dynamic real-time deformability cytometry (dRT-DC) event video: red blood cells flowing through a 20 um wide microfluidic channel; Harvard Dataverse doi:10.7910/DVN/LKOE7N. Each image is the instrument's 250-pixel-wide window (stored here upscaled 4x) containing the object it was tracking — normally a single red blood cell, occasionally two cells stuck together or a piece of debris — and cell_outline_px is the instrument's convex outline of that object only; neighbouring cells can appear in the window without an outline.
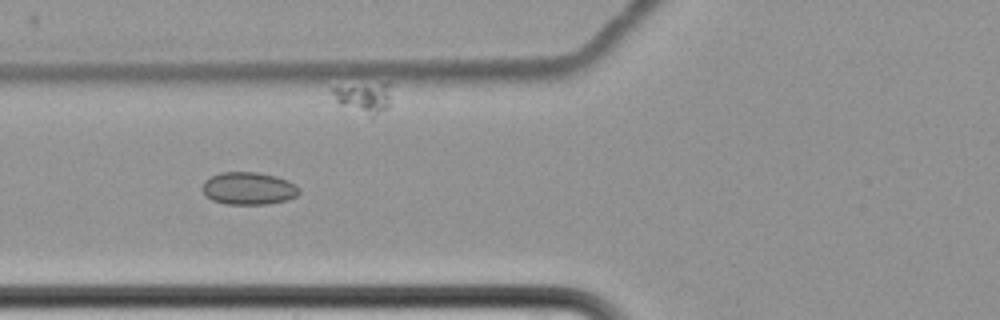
{"species": "common noctule bat (a hibernating species)", "species_latin": "Nyctalus noctula", "temperature_condition": "cold", "stored_images_in_passage": 16, "camera_frame_rate_fps": 3000, "um_per_image_px": 0.085, "animal": {"sex": "female", "body_mass_g": 22.7, "forearm_length_mm": 54.2}, "frame": {"image": 1, "passage_image": 7, "time_ms": 7.667, "image_size_px": [1000, 320], "cell_outline_px": [[300, 192], [296, 196], [288, 200], [268, 204], [228, 204], [212, 200], [204, 192], [204, 180], [220, 172], [256, 172], [276, 176], [296, 184], [300, 188]], "centroid_in_image_um": [21.18, 16.01], "position_along_channel_um": 104.6, "area_um2": 18.26}}
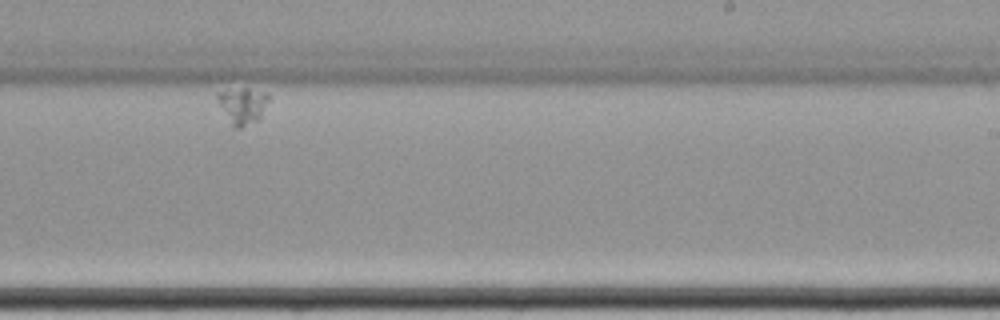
{"frame": {"image": 2, "passage_image": 13, "time_ms": 16.0, "image_size_px": [1000, 320], "cell_outline_px": [[272, 96], [260, 116], [256, 120], [240, 128], [232, 128], [216, 100], [216, 92], [244, 88], [248, 88], [264, 92]], "centroid_in_image_um": [20.6, 8.97], "position_along_channel_um": 268.4, "area_um2": 10.92}}
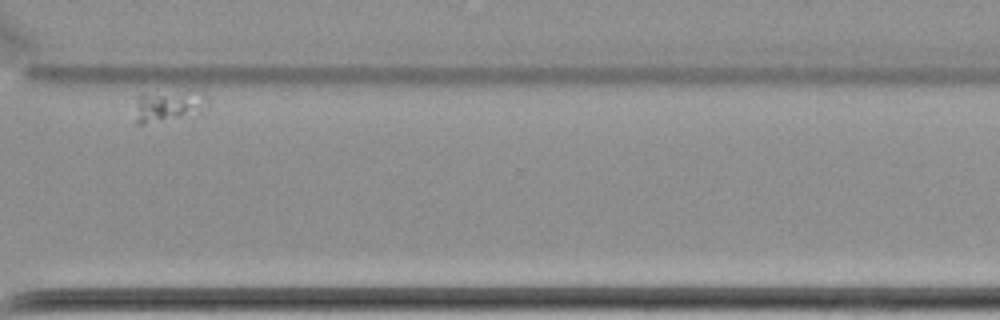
{"frame": {"image": 3, "passage_image": 16, "time_ms": 19.667, "image_size_px": [1000, 320], "cell_outline_px": [[208, 112], [196, 116], [144, 124], [136, 124], [136, 96], [144, 92], [204, 92], [208, 96]], "centroid_in_image_um": [14.41, 9.02], "position_along_channel_um": 356.2, "area_um2": 14.1}}